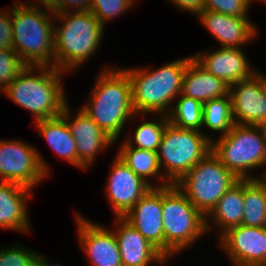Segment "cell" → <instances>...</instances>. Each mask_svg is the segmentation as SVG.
<instances>
[{
    "label": "cell",
    "mask_w": 266,
    "mask_h": 266,
    "mask_svg": "<svg viewBox=\"0 0 266 266\" xmlns=\"http://www.w3.org/2000/svg\"><path fill=\"white\" fill-rule=\"evenodd\" d=\"M103 68L81 110L117 141L125 124L137 115L132 104V84L122 68Z\"/></svg>",
    "instance_id": "cell-1"
},
{
    "label": "cell",
    "mask_w": 266,
    "mask_h": 266,
    "mask_svg": "<svg viewBox=\"0 0 266 266\" xmlns=\"http://www.w3.org/2000/svg\"><path fill=\"white\" fill-rule=\"evenodd\" d=\"M64 73L54 66L26 65L2 92L32 112L35 122L56 118L68 103L61 82Z\"/></svg>",
    "instance_id": "cell-2"
},
{
    "label": "cell",
    "mask_w": 266,
    "mask_h": 266,
    "mask_svg": "<svg viewBox=\"0 0 266 266\" xmlns=\"http://www.w3.org/2000/svg\"><path fill=\"white\" fill-rule=\"evenodd\" d=\"M54 19L63 21L54 26V67L65 73L78 69L99 50L105 27L90 10L54 12Z\"/></svg>",
    "instance_id": "cell-3"
},
{
    "label": "cell",
    "mask_w": 266,
    "mask_h": 266,
    "mask_svg": "<svg viewBox=\"0 0 266 266\" xmlns=\"http://www.w3.org/2000/svg\"><path fill=\"white\" fill-rule=\"evenodd\" d=\"M190 56L169 62L159 69L122 68L132 84V104L136 114L166 115L182 91L183 76ZM172 104V105H171Z\"/></svg>",
    "instance_id": "cell-4"
},
{
    "label": "cell",
    "mask_w": 266,
    "mask_h": 266,
    "mask_svg": "<svg viewBox=\"0 0 266 266\" xmlns=\"http://www.w3.org/2000/svg\"><path fill=\"white\" fill-rule=\"evenodd\" d=\"M13 6V49L26 65L54 66V12L27 6L24 1Z\"/></svg>",
    "instance_id": "cell-5"
},
{
    "label": "cell",
    "mask_w": 266,
    "mask_h": 266,
    "mask_svg": "<svg viewBox=\"0 0 266 266\" xmlns=\"http://www.w3.org/2000/svg\"><path fill=\"white\" fill-rule=\"evenodd\" d=\"M164 256L175 255L206 234V217L175 184L162 187Z\"/></svg>",
    "instance_id": "cell-6"
},
{
    "label": "cell",
    "mask_w": 266,
    "mask_h": 266,
    "mask_svg": "<svg viewBox=\"0 0 266 266\" xmlns=\"http://www.w3.org/2000/svg\"><path fill=\"white\" fill-rule=\"evenodd\" d=\"M212 152L238 179H256L250 172L266 163V137L258 125L235 124L228 134L212 140Z\"/></svg>",
    "instance_id": "cell-7"
},
{
    "label": "cell",
    "mask_w": 266,
    "mask_h": 266,
    "mask_svg": "<svg viewBox=\"0 0 266 266\" xmlns=\"http://www.w3.org/2000/svg\"><path fill=\"white\" fill-rule=\"evenodd\" d=\"M212 140L200 131L181 129L168 123L157 150L164 178L170 184H176L212 151Z\"/></svg>",
    "instance_id": "cell-8"
},
{
    "label": "cell",
    "mask_w": 266,
    "mask_h": 266,
    "mask_svg": "<svg viewBox=\"0 0 266 266\" xmlns=\"http://www.w3.org/2000/svg\"><path fill=\"white\" fill-rule=\"evenodd\" d=\"M238 180L210 151L175 185L206 217Z\"/></svg>",
    "instance_id": "cell-9"
},
{
    "label": "cell",
    "mask_w": 266,
    "mask_h": 266,
    "mask_svg": "<svg viewBox=\"0 0 266 266\" xmlns=\"http://www.w3.org/2000/svg\"><path fill=\"white\" fill-rule=\"evenodd\" d=\"M42 157L39 150L23 141L0 140V181L34 188L51 172Z\"/></svg>",
    "instance_id": "cell-10"
},
{
    "label": "cell",
    "mask_w": 266,
    "mask_h": 266,
    "mask_svg": "<svg viewBox=\"0 0 266 266\" xmlns=\"http://www.w3.org/2000/svg\"><path fill=\"white\" fill-rule=\"evenodd\" d=\"M218 239L234 266H266V227L238 225Z\"/></svg>",
    "instance_id": "cell-11"
},
{
    "label": "cell",
    "mask_w": 266,
    "mask_h": 266,
    "mask_svg": "<svg viewBox=\"0 0 266 266\" xmlns=\"http://www.w3.org/2000/svg\"><path fill=\"white\" fill-rule=\"evenodd\" d=\"M235 124L259 125L266 116V75L261 72L229 86Z\"/></svg>",
    "instance_id": "cell-12"
},
{
    "label": "cell",
    "mask_w": 266,
    "mask_h": 266,
    "mask_svg": "<svg viewBox=\"0 0 266 266\" xmlns=\"http://www.w3.org/2000/svg\"><path fill=\"white\" fill-rule=\"evenodd\" d=\"M68 103L61 116L66 120L69 130L76 140L77 168L87 170L97 154L104 151L115 141L108 136L81 108L74 116ZM71 118V119H70ZM70 120V121H69Z\"/></svg>",
    "instance_id": "cell-13"
},
{
    "label": "cell",
    "mask_w": 266,
    "mask_h": 266,
    "mask_svg": "<svg viewBox=\"0 0 266 266\" xmlns=\"http://www.w3.org/2000/svg\"><path fill=\"white\" fill-rule=\"evenodd\" d=\"M78 240L92 266H122L117 238L113 229L94 224L75 214Z\"/></svg>",
    "instance_id": "cell-14"
},
{
    "label": "cell",
    "mask_w": 266,
    "mask_h": 266,
    "mask_svg": "<svg viewBox=\"0 0 266 266\" xmlns=\"http://www.w3.org/2000/svg\"><path fill=\"white\" fill-rule=\"evenodd\" d=\"M106 185L107 199L115 217H124L151 189L119 157H115Z\"/></svg>",
    "instance_id": "cell-15"
},
{
    "label": "cell",
    "mask_w": 266,
    "mask_h": 266,
    "mask_svg": "<svg viewBox=\"0 0 266 266\" xmlns=\"http://www.w3.org/2000/svg\"><path fill=\"white\" fill-rule=\"evenodd\" d=\"M123 218L164 255L162 187L151 188Z\"/></svg>",
    "instance_id": "cell-16"
},
{
    "label": "cell",
    "mask_w": 266,
    "mask_h": 266,
    "mask_svg": "<svg viewBox=\"0 0 266 266\" xmlns=\"http://www.w3.org/2000/svg\"><path fill=\"white\" fill-rule=\"evenodd\" d=\"M242 48L220 47L216 51L193 55V58L209 73L225 81L229 86L251 77L258 70L252 69Z\"/></svg>",
    "instance_id": "cell-17"
},
{
    "label": "cell",
    "mask_w": 266,
    "mask_h": 266,
    "mask_svg": "<svg viewBox=\"0 0 266 266\" xmlns=\"http://www.w3.org/2000/svg\"><path fill=\"white\" fill-rule=\"evenodd\" d=\"M198 17L201 24L220 42L221 47L241 48L258 33V29L248 17L230 16L208 10H203Z\"/></svg>",
    "instance_id": "cell-18"
},
{
    "label": "cell",
    "mask_w": 266,
    "mask_h": 266,
    "mask_svg": "<svg viewBox=\"0 0 266 266\" xmlns=\"http://www.w3.org/2000/svg\"><path fill=\"white\" fill-rule=\"evenodd\" d=\"M115 219L118 228L113 232L118 241L122 266H150L152 262H167L168 259L123 217Z\"/></svg>",
    "instance_id": "cell-19"
},
{
    "label": "cell",
    "mask_w": 266,
    "mask_h": 266,
    "mask_svg": "<svg viewBox=\"0 0 266 266\" xmlns=\"http://www.w3.org/2000/svg\"><path fill=\"white\" fill-rule=\"evenodd\" d=\"M32 189L13 182L0 181V229L30 231L27 201Z\"/></svg>",
    "instance_id": "cell-20"
},
{
    "label": "cell",
    "mask_w": 266,
    "mask_h": 266,
    "mask_svg": "<svg viewBox=\"0 0 266 266\" xmlns=\"http://www.w3.org/2000/svg\"><path fill=\"white\" fill-rule=\"evenodd\" d=\"M181 94L205 103L229 95V85L209 73L193 56H190V62L183 76Z\"/></svg>",
    "instance_id": "cell-21"
},
{
    "label": "cell",
    "mask_w": 266,
    "mask_h": 266,
    "mask_svg": "<svg viewBox=\"0 0 266 266\" xmlns=\"http://www.w3.org/2000/svg\"><path fill=\"white\" fill-rule=\"evenodd\" d=\"M244 214L243 179L233 184L206 216V231L217 226L220 236L229 228L242 224ZM211 216V218H209ZM209 218V219H208ZM210 221V222H209ZM215 223V225L212 224Z\"/></svg>",
    "instance_id": "cell-22"
},
{
    "label": "cell",
    "mask_w": 266,
    "mask_h": 266,
    "mask_svg": "<svg viewBox=\"0 0 266 266\" xmlns=\"http://www.w3.org/2000/svg\"><path fill=\"white\" fill-rule=\"evenodd\" d=\"M36 128L40 131L39 136L43 137L53 151L77 167L76 140L72 136L66 120L59 117L37 121Z\"/></svg>",
    "instance_id": "cell-23"
},
{
    "label": "cell",
    "mask_w": 266,
    "mask_h": 266,
    "mask_svg": "<svg viewBox=\"0 0 266 266\" xmlns=\"http://www.w3.org/2000/svg\"><path fill=\"white\" fill-rule=\"evenodd\" d=\"M118 149V157L151 188L170 185L161 172L157 152L131 147L126 142ZM153 176L159 179L156 186L148 178Z\"/></svg>",
    "instance_id": "cell-24"
},
{
    "label": "cell",
    "mask_w": 266,
    "mask_h": 266,
    "mask_svg": "<svg viewBox=\"0 0 266 266\" xmlns=\"http://www.w3.org/2000/svg\"><path fill=\"white\" fill-rule=\"evenodd\" d=\"M243 198L241 225L266 227V189L256 179H243Z\"/></svg>",
    "instance_id": "cell-25"
},
{
    "label": "cell",
    "mask_w": 266,
    "mask_h": 266,
    "mask_svg": "<svg viewBox=\"0 0 266 266\" xmlns=\"http://www.w3.org/2000/svg\"><path fill=\"white\" fill-rule=\"evenodd\" d=\"M235 125L230 95L211 99L203 103L202 128L226 135Z\"/></svg>",
    "instance_id": "cell-26"
},
{
    "label": "cell",
    "mask_w": 266,
    "mask_h": 266,
    "mask_svg": "<svg viewBox=\"0 0 266 266\" xmlns=\"http://www.w3.org/2000/svg\"><path fill=\"white\" fill-rule=\"evenodd\" d=\"M167 114L168 122L181 129L197 130L202 133L203 103L199 100L179 95V99Z\"/></svg>",
    "instance_id": "cell-27"
},
{
    "label": "cell",
    "mask_w": 266,
    "mask_h": 266,
    "mask_svg": "<svg viewBox=\"0 0 266 266\" xmlns=\"http://www.w3.org/2000/svg\"><path fill=\"white\" fill-rule=\"evenodd\" d=\"M168 123L166 115H159L158 120L142 122L133 133L134 136H129L125 142L131 147L157 152Z\"/></svg>",
    "instance_id": "cell-28"
},
{
    "label": "cell",
    "mask_w": 266,
    "mask_h": 266,
    "mask_svg": "<svg viewBox=\"0 0 266 266\" xmlns=\"http://www.w3.org/2000/svg\"><path fill=\"white\" fill-rule=\"evenodd\" d=\"M133 5L129 0H91L89 10L105 27L108 20L128 12Z\"/></svg>",
    "instance_id": "cell-29"
},
{
    "label": "cell",
    "mask_w": 266,
    "mask_h": 266,
    "mask_svg": "<svg viewBox=\"0 0 266 266\" xmlns=\"http://www.w3.org/2000/svg\"><path fill=\"white\" fill-rule=\"evenodd\" d=\"M25 66L14 49H0V90L3 91Z\"/></svg>",
    "instance_id": "cell-30"
},
{
    "label": "cell",
    "mask_w": 266,
    "mask_h": 266,
    "mask_svg": "<svg viewBox=\"0 0 266 266\" xmlns=\"http://www.w3.org/2000/svg\"><path fill=\"white\" fill-rule=\"evenodd\" d=\"M37 260V252L19 244L0 248V266H31Z\"/></svg>",
    "instance_id": "cell-31"
},
{
    "label": "cell",
    "mask_w": 266,
    "mask_h": 266,
    "mask_svg": "<svg viewBox=\"0 0 266 266\" xmlns=\"http://www.w3.org/2000/svg\"><path fill=\"white\" fill-rule=\"evenodd\" d=\"M253 0H205L204 10L236 17H249V6Z\"/></svg>",
    "instance_id": "cell-32"
},
{
    "label": "cell",
    "mask_w": 266,
    "mask_h": 266,
    "mask_svg": "<svg viewBox=\"0 0 266 266\" xmlns=\"http://www.w3.org/2000/svg\"><path fill=\"white\" fill-rule=\"evenodd\" d=\"M0 11V49H13L11 9Z\"/></svg>",
    "instance_id": "cell-33"
},
{
    "label": "cell",
    "mask_w": 266,
    "mask_h": 266,
    "mask_svg": "<svg viewBox=\"0 0 266 266\" xmlns=\"http://www.w3.org/2000/svg\"><path fill=\"white\" fill-rule=\"evenodd\" d=\"M91 0H57V12L89 11Z\"/></svg>",
    "instance_id": "cell-34"
},
{
    "label": "cell",
    "mask_w": 266,
    "mask_h": 266,
    "mask_svg": "<svg viewBox=\"0 0 266 266\" xmlns=\"http://www.w3.org/2000/svg\"><path fill=\"white\" fill-rule=\"evenodd\" d=\"M175 5L176 8H180L181 11L190 12L192 15L197 16L204 10L205 0H168Z\"/></svg>",
    "instance_id": "cell-35"
},
{
    "label": "cell",
    "mask_w": 266,
    "mask_h": 266,
    "mask_svg": "<svg viewBox=\"0 0 266 266\" xmlns=\"http://www.w3.org/2000/svg\"><path fill=\"white\" fill-rule=\"evenodd\" d=\"M36 2H38L37 4L35 3H31L29 4V2H25V5L27 6H32V7H42V8H47L52 10L53 12H57V0H35Z\"/></svg>",
    "instance_id": "cell-36"
},
{
    "label": "cell",
    "mask_w": 266,
    "mask_h": 266,
    "mask_svg": "<svg viewBox=\"0 0 266 266\" xmlns=\"http://www.w3.org/2000/svg\"><path fill=\"white\" fill-rule=\"evenodd\" d=\"M37 260L39 261V263L41 264V266H62V265H58V264H50L47 260V258H44V256L39 255V253H37Z\"/></svg>",
    "instance_id": "cell-37"
},
{
    "label": "cell",
    "mask_w": 266,
    "mask_h": 266,
    "mask_svg": "<svg viewBox=\"0 0 266 266\" xmlns=\"http://www.w3.org/2000/svg\"><path fill=\"white\" fill-rule=\"evenodd\" d=\"M266 163L264 164V166ZM265 173L262 175V177H257L256 180L266 189V170L264 171Z\"/></svg>",
    "instance_id": "cell-38"
},
{
    "label": "cell",
    "mask_w": 266,
    "mask_h": 266,
    "mask_svg": "<svg viewBox=\"0 0 266 266\" xmlns=\"http://www.w3.org/2000/svg\"><path fill=\"white\" fill-rule=\"evenodd\" d=\"M258 127L261 129L262 133L266 137V116L264 119L261 121V123L258 125Z\"/></svg>",
    "instance_id": "cell-39"
},
{
    "label": "cell",
    "mask_w": 266,
    "mask_h": 266,
    "mask_svg": "<svg viewBox=\"0 0 266 266\" xmlns=\"http://www.w3.org/2000/svg\"><path fill=\"white\" fill-rule=\"evenodd\" d=\"M31 266H41L38 260H36Z\"/></svg>",
    "instance_id": "cell-40"
},
{
    "label": "cell",
    "mask_w": 266,
    "mask_h": 266,
    "mask_svg": "<svg viewBox=\"0 0 266 266\" xmlns=\"http://www.w3.org/2000/svg\"><path fill=\"white\" fill-rule=\"evenodd\" d=\"M129 1L132 2L133 4H135V1H136V0H135V1H134V0H129Z\"/></svg>",
    "instance_id": "cell-41"
}]
</instances>
